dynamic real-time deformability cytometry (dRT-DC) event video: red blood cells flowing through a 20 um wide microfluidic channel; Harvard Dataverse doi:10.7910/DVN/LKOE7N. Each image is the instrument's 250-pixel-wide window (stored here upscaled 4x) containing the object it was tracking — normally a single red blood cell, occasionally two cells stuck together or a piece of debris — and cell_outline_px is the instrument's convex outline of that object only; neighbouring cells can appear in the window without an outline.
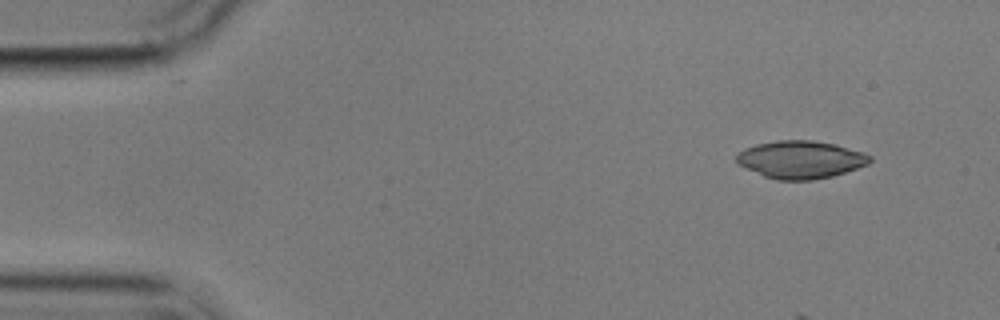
{"species": "common noctule bat (a hibernating species)", "species_latin": "Nyctalus noctula", "temperature_condition": "cold", "stored_images_in_passage": 4, "camera_frame_rate_fps": 3000, "um_per_image_px": 0.085, "animal": {"sex": "male", "body_mass_g": 17.9}, "frame": {"image": 1, "passage_image": 1, "time_ms": 0.0, "image_size_px": [1000, 320], "cell_outline_px": [[872, 160], [868, 164], [832, 176], [812, 180], [776, 180], [764, 176], [740, 164], [736, 160], [736, 156], [744, 148], [756, 144], [776, 140], [812, 140], [836, 144], [864, 152], [872, 156]], "centroid_in_image_um": [68.08, 13.55], "position_along_channel_um": 16.9, "area_um2": 29.19}}